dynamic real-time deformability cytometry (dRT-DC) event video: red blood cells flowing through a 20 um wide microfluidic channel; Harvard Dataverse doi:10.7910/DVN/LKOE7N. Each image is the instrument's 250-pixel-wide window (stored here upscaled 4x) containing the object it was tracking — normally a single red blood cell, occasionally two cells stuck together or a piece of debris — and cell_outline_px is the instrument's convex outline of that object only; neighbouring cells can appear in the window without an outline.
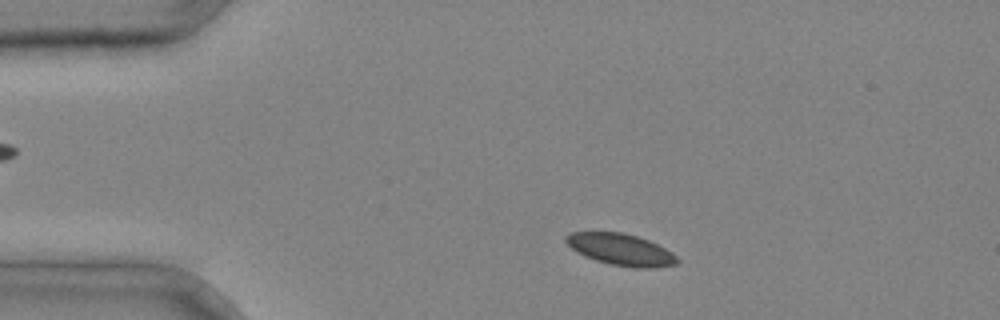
{"species": "common noctule bat (a hibernating species)", "species_latin": "Nyctalus noctula", "temperature_condition": "cold", "stored_images_in_passage": 2, "camera_frame_rate_fps": 3000, "um_per_image_px": 0.085, "animal": {"sex": "male", "body_mass_g": 20.4}, "frame": {"image": 1, "passage_image": 1, "time_ms": 0.0, "image_size_px": [1000, 320], "cell_outline_px": [[680, 260], [676, 264], [656, 268], [636, 268], [612, 264], [596, 260], [584, 256], [576, 252], [564, 240], [564, 236], [572, 232], [624, 232], [648, 240], [672, 252]], "centroid_in_image_um": [52.77, 21.21], "position_along_channel_um": 32.2, "area_um2": 20.46}}